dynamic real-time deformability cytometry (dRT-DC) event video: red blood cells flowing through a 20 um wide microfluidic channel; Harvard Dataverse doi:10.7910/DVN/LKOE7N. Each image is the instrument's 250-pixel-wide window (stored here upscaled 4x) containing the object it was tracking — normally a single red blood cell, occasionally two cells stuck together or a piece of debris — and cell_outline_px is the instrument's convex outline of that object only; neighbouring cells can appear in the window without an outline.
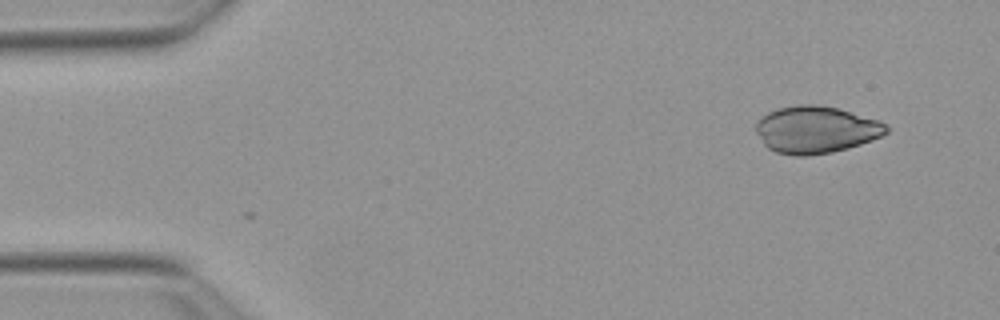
{"species": "Egyptian fruit bat (a non-hibernating species)", "species_latin": "Rousettus aegyptiacus", "temperature_condition": "warm", "stored_images_in_passage": 2, "camera_frame_rate_fps": 3000, "um_per_image_px": 0.085, "animal": {"sex": "female"}, "frame": {"image": 1, "passage_image": 2, "time_ms": 0.333, "image_size_px": [1000, 320], "cell_outline_px": [[892, 128], [888, 132], [872, 140], [848, 148], [832, 152], [808, 156], [796, 156], [776, 152], [768, 148], [764, 144], [756, 132], [756, 124], [760, 116], [776, 108], [796, 104], [820, 104], [836, 108], [880, 120]], "centroid_in_image_um": [69.35, 11.01], "position_along_channel_um": 15.6, "area_um2": 36.13}}